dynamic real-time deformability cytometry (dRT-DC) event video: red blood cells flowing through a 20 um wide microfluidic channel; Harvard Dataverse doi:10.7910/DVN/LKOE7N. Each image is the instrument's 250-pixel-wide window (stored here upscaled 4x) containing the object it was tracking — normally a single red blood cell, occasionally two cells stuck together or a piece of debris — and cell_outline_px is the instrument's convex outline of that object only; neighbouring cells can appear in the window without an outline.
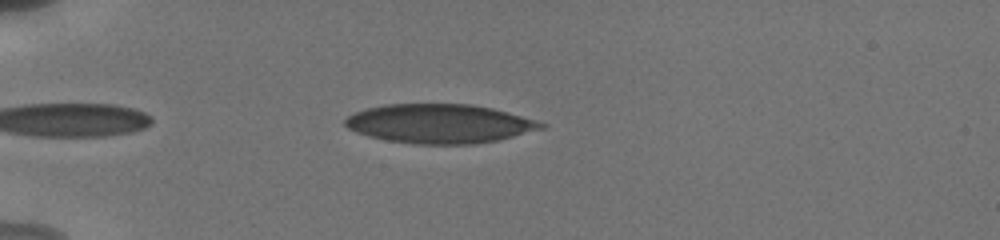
{"species": "human", "species_latin": "Homo sapiens", "temperature_condition": "cold", "stored_images_in_passage": 36, "camera_frame_rate_fps": 3000, "um_per_image_px": 0.085, "donor": {"sex": "male"}, "frame": {"image": 1, "passage_image": 5, "time_ms": 1.0, "image_size_px": [1000, 240], "cell_outline_px": [[548, 124], [544, 128], [496, 140], [472, 144], [412, 144], [388, 140], [368, 136], [356, 132], [348, 128], [344, 124], [344, 120], [348, 116], [356, 112], [368, 108], [388, 104], [472, 104], [492, 108], [536, 120]], "centroid_in_image_um": [37.35, 10.51], "position_along_channel_um": 47.7, "area_um2": 44.39}}
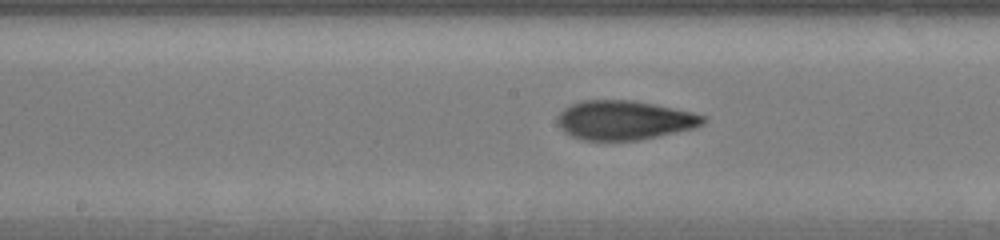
{"frame": {"image": 2, "passage_image": 20, "time_ms": 4.0, "image_size_px": [1000, 240], "cell_outline_px": [[708, 120], [704, 124], [696, 128], [640, 140], [584, 140], [572, 136], [564, 132], [560, 128], [556, 120], [556, 116], [564, 108], [580, 100], [632, 100], [656, 104], [692, 112], [708, 116]], "centroid_in_image_um": [53.1, 10.21], "position_along_channel_um": 195.1, "area_um2": 33.7}}
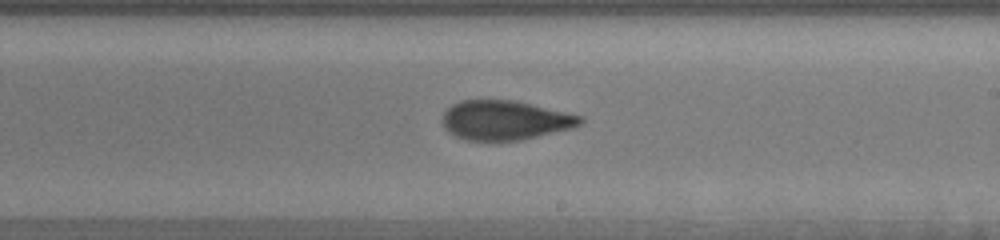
{"frame": {"image": 3, "passage_image": 27, "time_ms": 5.333, "image_size_px": [1000, 240], "cell_outline_px": [[584, 120], [580, 124], [572, 128], [520, 140], [468, 140], [456, 136], [448, 132], [444, 128], [444, 112], [452, 104], [460, 100], [516, 100], [584, 116]], "centroid_in_image_um": [42.95, 10.2], "position_along_channel_um": 246.1, "area_um2": 31.56}}